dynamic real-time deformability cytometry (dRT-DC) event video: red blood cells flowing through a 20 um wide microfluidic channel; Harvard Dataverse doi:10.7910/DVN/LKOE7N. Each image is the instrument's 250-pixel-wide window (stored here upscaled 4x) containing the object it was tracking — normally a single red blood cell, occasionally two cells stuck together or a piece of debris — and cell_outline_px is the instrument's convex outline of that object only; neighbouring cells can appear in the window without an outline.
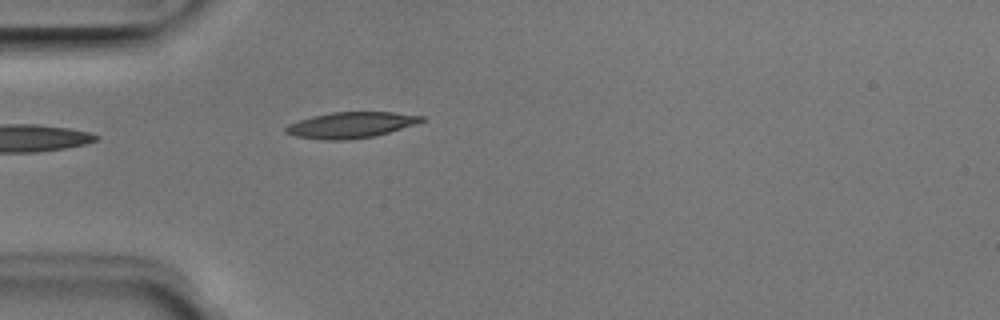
{"species": "Egyptian fruit bat (a non-hibernating species)", "species_latin": "Rousettus aegyptiacus", "temperature_condition": "room temperature", "stored_images_in_passage": 5, "camera_frame_rate_fps": 3000, "um_per_image_px": 0.085, "animal": {"sex": "male"}, "frame": {"image": 1, "passage_image": 5, "time_ms": 1.333, "image_size_px": [1000, 320], "cell_outline_px": [[424, 120], [376, 136], [348, 140], [328, 140], [296, 136], [284, 132], [284, 128], [288, 124], [312, 116], [332, 112], [392, 112], [424, 116]], "centroid_in_image_um": [29.77, 10.62], "position_along_channel_um": 55.2, "area_um2": 20.23}}